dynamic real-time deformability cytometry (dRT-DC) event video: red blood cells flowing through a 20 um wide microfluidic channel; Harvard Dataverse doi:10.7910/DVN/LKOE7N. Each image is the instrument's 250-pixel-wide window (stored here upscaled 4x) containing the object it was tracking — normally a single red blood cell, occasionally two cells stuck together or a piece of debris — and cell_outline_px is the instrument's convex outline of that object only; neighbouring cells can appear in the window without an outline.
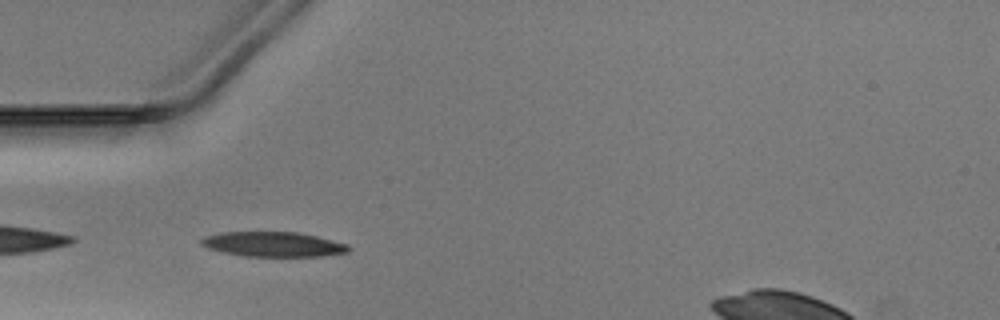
{"species": "Egyptian fruit bat (a non-hibernating species)", "species_latin": "Rousettus aegyptiacus", "temperature_condition": "warm", "stored_images_in_passage": 28, "camera_frame_rate_fps": 3000, "um_per_image_px": 0.085, "animal": {"sex": "male"}, "frame": {"image": 1, "passage_image": 2, "time_ms": 0.333, "image_size_px": [1000, 320], "cell_outline_px": [[348, 252], [320, 256], [244, 256], [224, 252], [208, 248], [200, 244], [200, 240], [204, 236], [220, 232], [300, 232], [348, 244]], "centroid_in_image_um": [23.19, 20.75], "position_along_channel_um": 61.8, "area_um2": 21.21}}
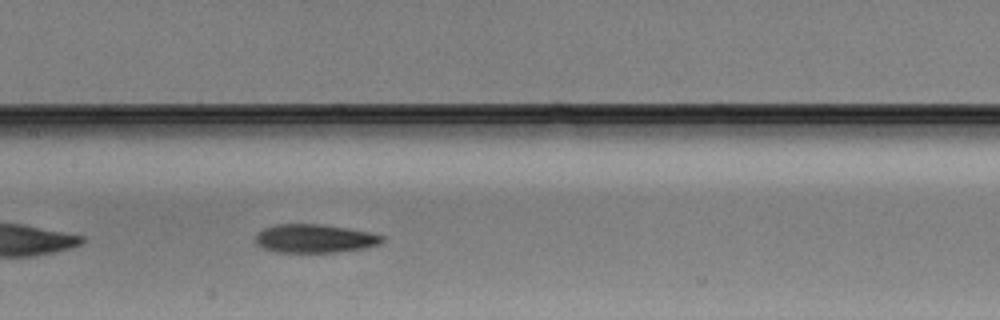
{"frame": {"image": 2, "passage_image": 11, "time_ms": 3.333, "image_size_px": [1000, 320], "cell_outline_px": [[384, 240], [376, 244], [364, 248], [328, 252], [276, 252], [264, 248], [256, 244], [252, 240], [256, 232], [264, 228], [276, 224], [320, 224], [368, 232], [384, 236]], "centroid_in_image_um": [26.63, 20.27], "position_along_channel_um": 180.8, "area_um2": 20.87}}
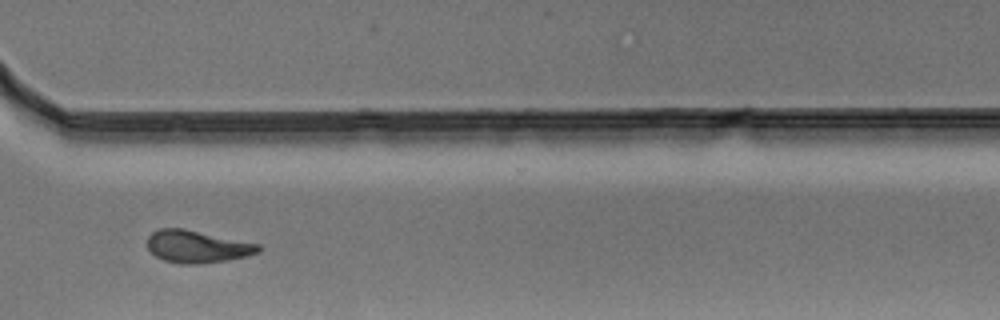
{"frame": {"image": 3, "passage_image": 24, "time_ms": 7.667, "image_size_px": [1000, 320], "cell_outline_px": [[264, 248], [260, 252], [248, 256], [224, 260], [196, 264], [184, 264], [164, 260], [156, 256], [148, 248], [148, 236], [152, 232], [160, 228], [184, 228], [260, 244]], "centroid_in_image_um": [16.79, 20.95], "position_along_channel_um": 353.8, "area_um2": 20.92}}